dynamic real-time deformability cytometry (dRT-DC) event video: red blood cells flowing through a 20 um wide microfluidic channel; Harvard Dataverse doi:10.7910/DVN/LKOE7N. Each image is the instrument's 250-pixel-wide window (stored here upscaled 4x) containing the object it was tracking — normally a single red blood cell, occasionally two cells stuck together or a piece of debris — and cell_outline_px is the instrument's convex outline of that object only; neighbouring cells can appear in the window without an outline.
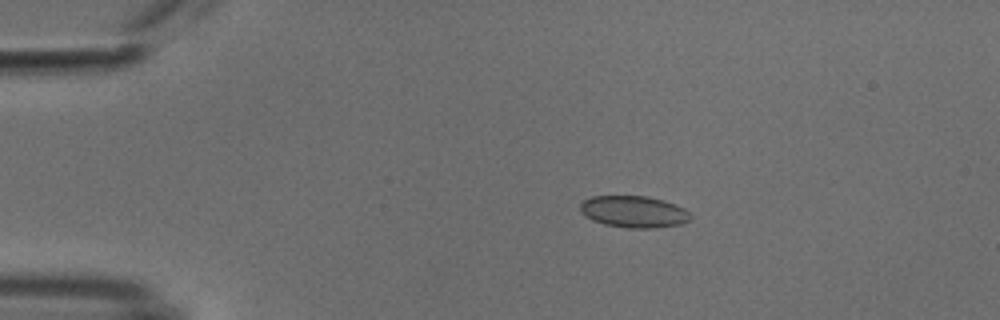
{"species": "common noctule bat (a hibernating species)", "species_latin": "Nyctalus noctula", "temperature_condition": "cold", "stored_images_in_passage": 20, "camera_frame_rate_fps": 3000, "um_per_image_px": 0.085, "animal": {"sex": "male", "body_mass_g": 18.8}, "frame": {"image": 1, "passage_image": 10, "time_ms": 3.0, "image_size_px": [1000, 320], "cell_outline_px": [[692, 216], [688, 220], [680, 224], [656, 228], [628, 228], [604, 224], [592, 220], [584, 216], [580, 212], [580, 204], [584, 200], [592, 196], [648, 196], [664, 200], [676, 204], [684, 208]], "centroid_in_image_um": [53.86, 17.99], "position_along_channel_um": 31.1, "area_um2": 20.52}}
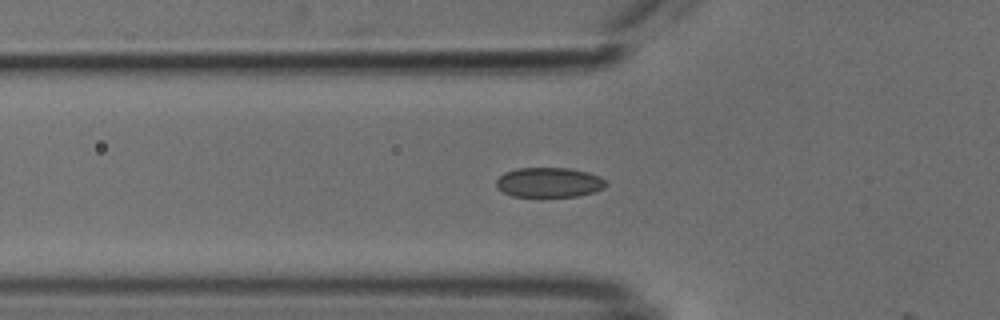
{"frame": {"image": 2, "passage_image": 18, "time_ms": 5.667, "image_size_px": [1000, 320], "cell_outline_px": [[608, 184], [604, 188], [592, 192], [576, 196], [512, 196], [496, 188], [496, 180], [504, 172], [516, 168], [568, 168], [588, 172], [600, 176]], "centroid_in_image_um": [46.65, 15.49], "position_along_channel_um": 79.1, "area_um2": 19.02}}